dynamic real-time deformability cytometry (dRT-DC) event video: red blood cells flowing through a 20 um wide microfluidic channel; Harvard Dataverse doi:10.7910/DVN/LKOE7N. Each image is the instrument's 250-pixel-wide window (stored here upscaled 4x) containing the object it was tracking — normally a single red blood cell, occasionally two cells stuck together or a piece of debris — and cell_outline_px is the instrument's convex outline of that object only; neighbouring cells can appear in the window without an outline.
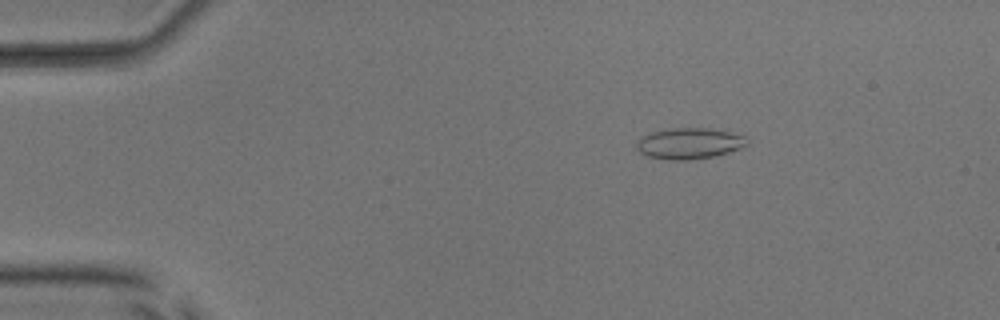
{"species": "common noctule bat (a hibernating species)", "species_latin": "Nyctalus noctula", "temperature_condition": "room temperature", "stored_images_in_passage": 48, "camera_frame_rate_fps": 3000, "um_per_image_px": 0.085, "animal": {"sex": "male", "body_mass_g": 17.9, "forearm_length_mm": 54.2}, "frame": {"image": 1, "passage_image": 5, "time_ms": 1.333, "image_size_px": [1000, 320], "cell_outline_px": [[748, 144], [740, 148], [728, 152], [712, 156], [688, 160], [672, 160], [648, 156], [640, 152], [636, 148], [636, 144], [644, 136], [652, 132], [664, 128], [712, 128], [744, 136], [748, 140]], "centroid_in_image_um": [58.59, 12.18], "position_along_channel_um": 26.4, "area_um2": 19.77}}
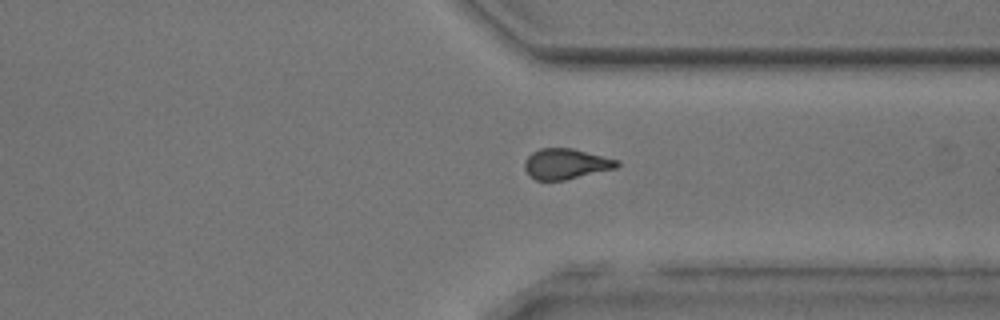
{"frame": {"image": 2, "passage_image": 36, "time_ms": 11.667, "image_size_px": [1000, 320], "cell_outline_px": [[620, 164], [616, 168], [564, 180], [536, 180], [524, 168], [524, 160], [532, 152], [540, 148], [572, 148], [620, 160]], "centroid_in_image_um": [48.11, 13.91], "position_along_channel_um": 363.3, "area_um2": 16.36}}
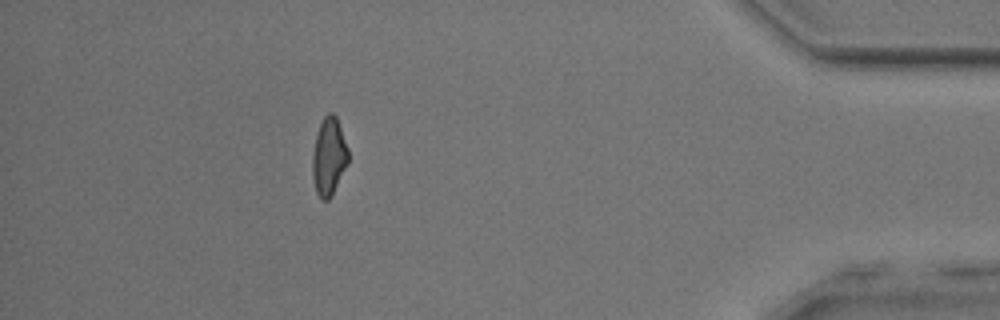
{"frame": {"image": 3, "passage_image": 43, "time_ms": 14.0, "image_size_px": [1000, 320], "cell_outline_px": [[348, 160], [328, 200], [320, 200], [316, 192], [312, 176], [312, 156], [316, 136], [320, 124], [324, 116], [328, 112], [332, 112], [336, 116], [348, 148]], "centroid_in_image_um": [27.93, 13.28], "position_along_channel_um": 407.3, "area_um2": 15.84}, "authors_computed_cell_mechanics": {"area_um2": 16.8198, "velocity_mm_per_s": 3.9737, "shape_relaxation_time_tau1_ms": null, "shape_relaxation_time_tau2_ms": 1.7036, "deformation_change_tau1": null, "deformation_change_tau2": 0.0786}}